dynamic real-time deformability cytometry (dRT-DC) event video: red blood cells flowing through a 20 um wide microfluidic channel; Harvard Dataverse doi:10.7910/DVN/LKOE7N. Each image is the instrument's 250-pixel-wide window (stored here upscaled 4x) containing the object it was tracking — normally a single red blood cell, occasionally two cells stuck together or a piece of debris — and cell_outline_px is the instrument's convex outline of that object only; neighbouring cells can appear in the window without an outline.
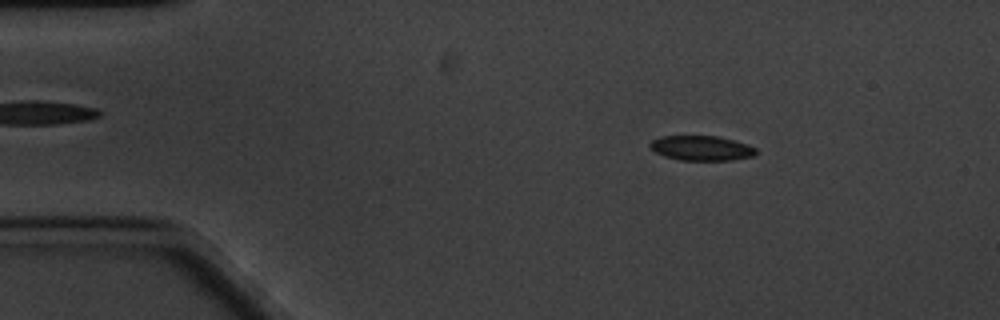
{"species": "common noctule bat (a hibernating species)", "species_latin": "Nyctalus noctula", "temperature_condition": "cold", "stored_images_in_passage": 60, "camera_frame_rate_fps": 3000, "um_per_image_px": 0.085, "animal": {"sex": "male", "body_mass_g": 20.1, "forearm_length_mm": 53.5}, "frame": {"image": 1, "passage_image": 9, "time_ms": 2.667, "image_size_px": [1000, 320], "cell_outline_px": [[756, 156], [732, 160], [680, 160], [664, 156], [648, 148], [648, 144], [652, 140], [660, 136], [716, 136], [748, 144], [756, 148]], "centroid_in_image_um": [59.6, 12.59], "position_along_channel_um": 25.4, "area_um2": 15.43}}
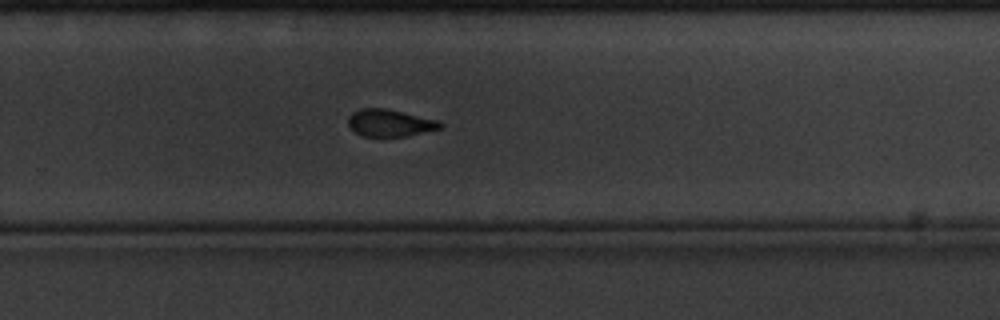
{"frame": {"image": 2, "passage_image": 39, "time_ms": 12.667, "image_size_px": [1000, 320], "cell_outline_px": [[444, 124], [440, 128], [408, 136], [364, 136], [356, 132], [348, 124], [348, 116], [352, 112], [360, 108], [384, 108], [440, 120]], "centroid_in_image_um": [33.15, 10.44], "position_along_channel_um": 296.6, "area_um2": 14.51}}
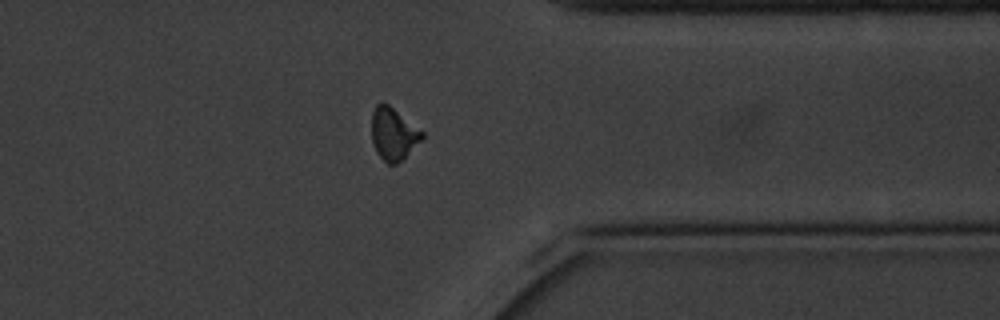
{"frame": {"image": 3, "passage_image": 47, "time_ms": 15.333, "image_size_px": [1000, 320], "cell_outline_px": [[424, 136], [396, 164], [388, 164], [376, 152], [372, 144], [372, 112], [376, 104], [388, 104], [424, 132]], "centroid_in_image_um": [33.41, 11.37], "position_along_channel_um": 378.0, "area_um2": 14.97}, "authors_computed_cell_mechanics": {"area_um2": 15.4904, "velocity_mm_per_s": 3.3109, "shape_relaxation_time_tau1_ms": 4.4598, "shape_relaxation_time_tau2_ms": 3.152, "deformation_change_tau1": 0.1032, "deformation_change_tau2": 0.0627}}